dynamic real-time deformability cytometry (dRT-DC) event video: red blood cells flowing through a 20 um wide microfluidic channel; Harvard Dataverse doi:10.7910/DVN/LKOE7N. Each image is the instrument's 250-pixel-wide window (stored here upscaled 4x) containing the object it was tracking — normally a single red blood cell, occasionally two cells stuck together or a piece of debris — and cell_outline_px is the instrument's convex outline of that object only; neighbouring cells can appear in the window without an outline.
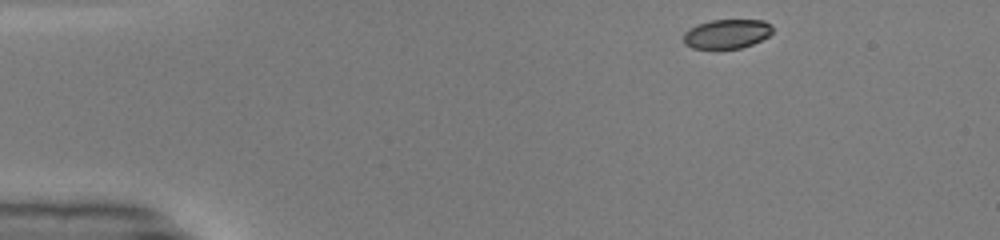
{"species": "common noctule bat (a hibernating species)", "species_latin": "Nyctalus noctula", "temperature_condition": "warm", "stored_images_in_passage": 43, "camera_frame_rate_fps": 3000, "um_per_image_px": 0.085, "animal": {"sex": "male", "body_mass_g": 19.0, "forearm_length_mm": 50.8}, "frame": {"image": 1, "passage_image": 1, "time_ms": 0.0, "image_size_px": [1000, 240], "cell_outline_px": [[772, 32], [768, 36], [752, 44], [740, 48], [692, 48], [684, 44], [684, 32], [700, 24], [712, 20], [764, 20], [772, 24]], "centroid_in_image_um": [61.81, 2.87], "position_along_channel_um": 23.2, "area_um2": 14.97}}
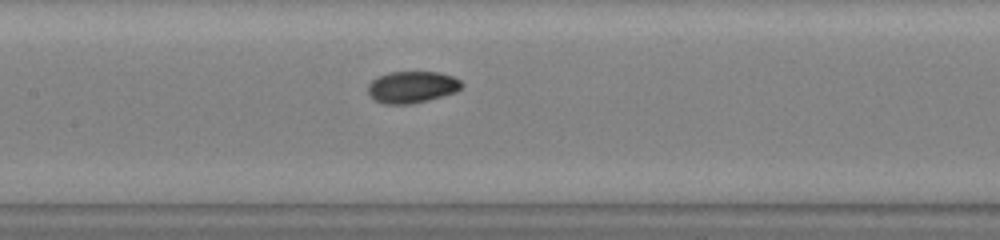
{"frame": {"image": 2, "passage_image": 18, "time_ms": 5.667, "image_size_px": [1000, 240], "cell_outline_px": [[464, 84], [456, 92], [408, 104], [384, 104], [376, 100], [368, 92], [368, 84], [376, 76], [388, 72], [440, 72], [452, 76], [460, 80]], "centroid_in_image_um": [35.0, 7.38], "position_along_channel_um": 172.4, "area_um2": 17.17}}
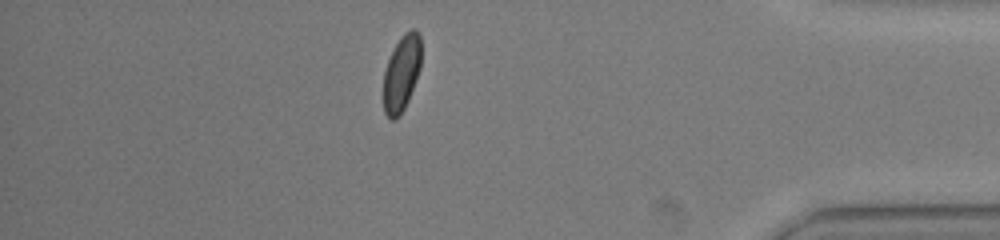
{"frame": {"image": 3, "passage_image": 37, "time_ms": 12.0, "image_size_px": [1000, 240], "cell_outline_px": [[420, 68], [416, 80], [408, 100], [400, 116], [396, 120], [392, 120], [384, 112], [384, 72], [388, 60], [400, 36], [404, 32], [412, 28], [416, 28], [420, 36]], "centroid_in_image_um": [34.14, 6.21], "position_along_channel_um": 401.1, "area_um2": 16.65}, "authors_computed_cell_mechanics": {"area_um2": 17.051, "velocity_mm_per_s": 4.1514, "shape_relaxation_time_tau1_ms": 4.5866, "shape_relaxation_time_tau2_ms": 2.7291, "deformation_change_tau1": 0.1672, "deformation_change_tau2": 0.0369}}